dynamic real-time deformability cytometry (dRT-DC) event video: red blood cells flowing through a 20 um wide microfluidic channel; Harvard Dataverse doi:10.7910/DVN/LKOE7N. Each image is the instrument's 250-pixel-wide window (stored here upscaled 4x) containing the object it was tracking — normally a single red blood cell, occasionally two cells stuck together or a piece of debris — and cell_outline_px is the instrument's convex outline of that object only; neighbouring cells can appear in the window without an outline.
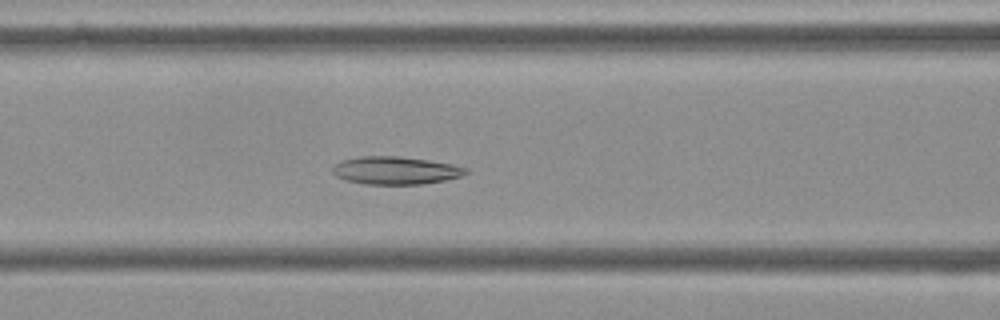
{"species": "Egyptian fruit bat (a non-hibernating species)", "species_latin": "Rousettus aegyptiacus", "temperature_condition": "cold", "stored_images_in_passage": 41, "camera_frame_rate_fps": 3000, "um_per_image_px": 0.085, "frame": {"image": 1, "passage_image": 8, "time_ms": 2.333, "image_size_px": [1000, 320], "cell_outline_px": [[468, 172], [460, 176], [444, 180], [424, 184], [364, 184], [348, 180], [336, 176], [332, 172], [332, 164], [344, 160], [360, 156], [396, 156], [428, 160], [452, 164], [468, 168]], "centroid_in_image_um": [33.6, 14.48], "position_along_channel_um": 133.0, "area_um2": 21.5}}
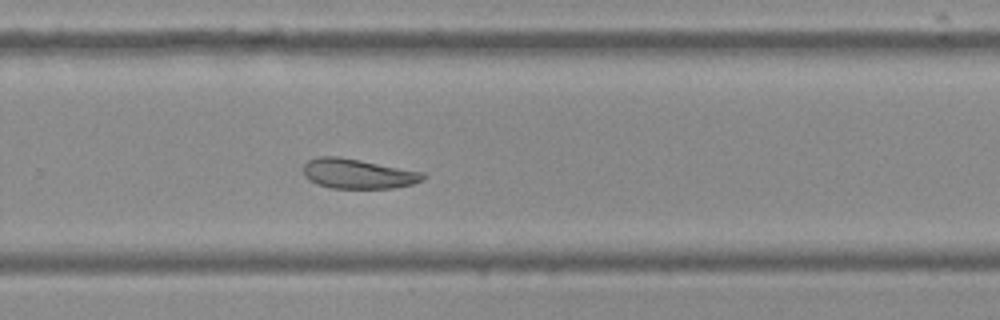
{"frame": {"image": 2, "passage_image": 22, "time_ms": 7.0, "image_size_px": [1000, 320], "cell_outline_px": [[428, 176], [424, 180], [412, 184], [392, 188], [332, 188], [316, 184], [308, 180], [304, 176], [304, 164], [308, 160], [320, 156], [336, 156], [360, 160], [424, 172]], "centroid_in_image_um": [30.43, 14.77], "position_along_channel_um": 299.4, "area_um2": 20.87}}
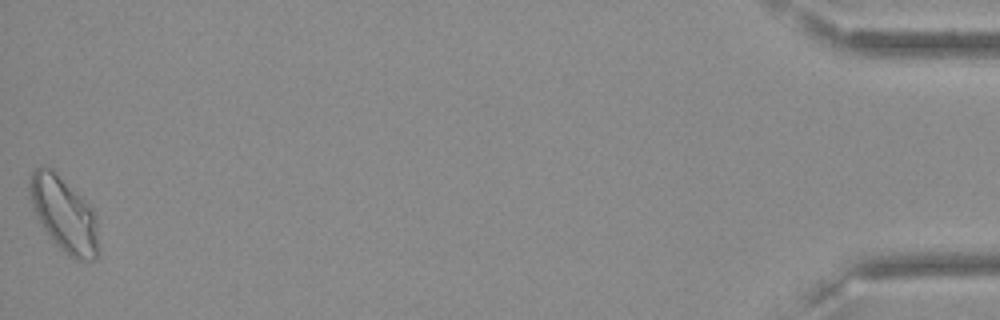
{"frame": {"image": 3, "passage_image": 41, "time_ms": 13.333, "image_size_px": [1000, 320], "cell_outline_px": [[100, 256], [96, 260], [76, 260], [68, 256], [56, 244], [44, 228], [32, 208], [28, 192], [28, 184], [32, 172], [40, 164], [52, 168], [96, 212], [100, 248]], "centroid_in_image_um": [5.47, 18.24], "position_along_channel_um": 429.7, "area_um2": 30.46}, "authors_computed_cell_mechanics": {"area_um2": 21.9062, "velocity_mm_per_s": 3.5692, "shape_relaxation_time_tau1_ms": null, "shape_relaxation_time_tau2_ms": 6.2798, "deformation_change_tau1": null, "deformation_change_tau2": 0.1313}}